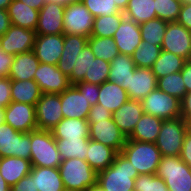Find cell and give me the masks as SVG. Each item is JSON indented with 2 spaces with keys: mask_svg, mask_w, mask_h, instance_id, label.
Here are the masks:
<instances>
[{
  "mask_svg": "<svg viewBox=\"0 0 191 191\" xmlns=\"http://www.w3.org/2000/svg\"><path fill=\"white\" fill-rule=\"evenodd\" d=\"M5 123L13 129L29 133L37 130L36 108L35 105L20 102H10L4 108Z\"/></svg>",
  "mask_w": 191,
  "mask_h": 191,
  "instance_id": "cell-11",
  "label": "cell"
},
{
  "mask_svg": "<svg viewBox=\"0 0 191 191\" xmlns=\"http://www.w3.org/2000/svg\"><path fill=\"white\" fill-rule=\"evenodd\" d=\"M187 125V133L191 135V118L185 120Z\"/></svg>",
  "mask_w": 191,
  "mask_h": 191,
  "instance_id": "cell-62",
  "label": "cell"
},
{
  "mask_svg": "<svg viewBox=\"0 0 191 191\" xmlns=\"http://www.w3.org/2000/svg\"><path fill=\"white\" fill-rule=\"evenodd\" d=\"M0 191H10V186L6 183L0 173Z\"/></svg>",
  "mask_w": 191,
  "mask_h": 191,
  "instance_id": "cell-59",
  "label": "cell"
},
{
  "mask_svg": "<svg viewBox=\"0 0 191 191\" xmlns=\"http://www.w3.org/2000/svg\"><path fill=\"white\" fill-rule=\"evenodd\" d=\"M60 100L64 118L87 119L92 105L85 93H81L74 85L60 94Z\"/></svg>",
  "mask_w": 191,
  "mask_h": 191,
  "instance_id": "cell-19",
  "label": "cell"
},
{
  "mask_svg": "<svg viewBox=\"0 0 191 191\" xmlns=\"http://www.w3.org/2000/svg\"><path fill=\"white\" fill-rule=\"evenodd\" d=\"M34 81L42 93L61 94L71 86L68 76L63 74L57 65L39 63L34 73Z\"/></svg>",
  "mask_w": 191,
  "mask_h": 191,
  "instance_id": "cell-15",
  "label": "cell"
},
{
  "mask_svg": "<svg viewBox=\"0 0 191 191\" xmlns=\"http://www.w3.org/2000/svg\"><path fill=\"white\" fill-rule=\"evenodd\" d=\"M155 8V0H129L124 15L141 24L157 18Z\"/></svg>",
  "mask_w": 191,
  "mask_h": 191,
  "instance_id": "cell-34",
  "label": "cell"
},
{
  "mask_svg": "<svg viewBox=\"0 0 191 191\" xmlns=\"http://www.w3.org/2000/svg\"><path fill=\"white\" fill-rule=\"evenodd\" d=\"M86 191H106V190H104L100 185L95 183L93 186L88 188Z\"/></svg>",
  "mask_w": 191,
  "mask_h": 191,
  "instance_id": "cell-61",
  "label": "cell"
},
{
  "mask_svg": "<svg viewBox=\"0 0 191 191\" xmlns=\"http://www.w3.org/2000/svg\"><path fill=\"white\" fill-rule=\"evenodd\" d=\"M88 44V38L81 35L64 34L63 53L57 64L58 69L69 76L81 50Z\"/></svg>",
  "mask_w": 191,
  "mask_h": 191,
  "instance_id": "cell-22",
  "label": "cell"
},
{
  "mask_svg": "<svg viewBox=\"0 0 191 191\" xmlns=\"http://www.w3.org/2000/svg\"><path fill=\"white\" fill-rule=\"evenodd\" d=\"M13 0H0V9L7 10L8 6L11 4Z\"/></svg>",
  "mask_w": 191,
  "mask_h": 191,
  "instance_id": "cell-60",
  "label": "cell"
},
{
  "mask_svg": "<svg viewBox=\"0 0 191 191\" xmlns=\"http://www.w3.org/2000/svg\"><path fill=\"white\" fill-rule=\"evenodd\" d=\"M182 3H191V0H181Z\"/></svg>",
  "mask_w": 191,
  "mask_h": 191,
  "instance_id": "cell-64",
  "label": "cell"
},
{
  "mask_svg": "<svg viewBox=\"0 0 191 191\" xmlns=\"http://www.w3.org/2000/svg\"><path fill=\"white\" fill-rule=\"evenodd\" d=\"M11 156L30 160L31 132H20L3 123L0 125V157Z\"/></svg>",
  "mask_w": 191,
  "mask_h": 191,
  "instance_id": "cell-7",
  "label": "cell"
},
{
  "mask_svg": "<svg viewBox=\"0 0 191 191\" xmlns=\"http://www.w3.org/2000/svg\"><path fill=\"white\" fill-rule=\"evenodd\" d=\"M113 39L119 53L131 56L142 42L139 24L124 17L114 33Z\"/></svg>",
  "mask_w": 191,
  "mask_h": 191,
  "instance_id": "cell-20",
  "label": "cell"
},
{
  "mask_svg": "<svg viewBox=\"0 0 191 191\" xmlns=\"http://www.w3.org/2000/svg\"><path fill=\"white\" fill-rule=\"evenodd\" d=\"M5 123L4 119V109H0V125Z\"/></svg>",
  "mask_w": 191,
  "mask_h": 191,
  "instance_id": "cell-63",
  "label": "cell"
},
{
  "mask_svg": "<svg viewBox=\"0 0 191 191\" xmlns=\"http://www.w3.org/2000/svg\"><path fill=\"white\" fill-rule=\"evenodd\" d=\"M112 117V113L100 104L91 106L87 121L88 123H96V120H107Z\"/></svg>",
  "mask_w": 191,
  "mask_h": 191,
  "instance_id": "cell-48",
  "label": "cell"
},
{
  "mask_svg": "<svg viewBox=\"0 0 191 191\" xmlns=\"http://www.w3.org/2000/svg\"><path fill=\"white\" fill-rule=\"evenodd\" d=\"M128 100L127 91L122 86L109 80L99 85L97 104L104 106L112 114Z\"/></svg>",
  "mask_w": 191,
  "mask_h": 191,
  "instance_id": "cell-27",
  "label": "cell"
},
{
  "mask_svg": "<svg viewBox=\"0 0 191 191\" xmlns=\"http://www.w3.org/2000/svg\"><path fill=\"white\" fill-rule=\"evenodd\" d=\"M49 2H56V3H60L64 6H66L67 4H71V3H80L82 2V0H47Z\"/></svg>",
  "mask_w": 191,
  "mask_h": 191,
  "instance_id": "cell-58",
  "label": "cell"
},
{
  "mask_svg": "<svg viewBox=\"0 0 191 191\" xmlns=\"http://www.w3.org/2000/svg\"><path fill=\"white\" fill-rule=\"evenodd\" d=\"M11 98L13 102L36 106L42 92L34 80H11Z\"/></svg>",
  "mask_w": 191,
  "mask_h": 191,
  "instance_id": "cell-32",
  "label": "cell"
},
{
  "mask_svg": "<svg viewBox=\"0 0 191 191\" xmlns=\"http://www.w3.org/2000/svg\"><path fill=\"white\" fill-rule=\"evenodd\" d=\"M110 63L95 57L91 62L89 71L86 72L83 82L101 85L108 81Z\"/></svg>",
  "mask_w": 191,
  "mask_h": 191,
  "instance_id": "cell-42",
  "label": "cell"
},
{
  "mask_svg": "<svg viewBox=\"0 0 191 191\" xmlns=\"http://www.w3.org/2000/svg\"><path fill=\"white\" fill-rule=\"evenodd\" d=\"M124 17V12L95 17L91 36L113 38Z\"/></svg>",
  "mask_w": 191,
  "mask_h": 191,
  "instance_id": "cell-36",
  "label": "cell"
},
{
  "mask_svg": "<svg viewBox=\"0 0 191 191\" xmlns=\"http://www.w3.org/2000/svg\"><path fill=\"white\" fill-rule=\"evenodd\" d=\"M141 103L144 113L163 120L181 117V101L159 89L153 90Z\"/></svg>",
  "mask_w": 191,
  "mask_h": 191,
  "instance_id": "cell-8",
  "label": "cell"
},
{
  "mask_svg": "<svg viewBox=\"0 0 191 191\" xmlns=\"http://www.w3.org/2000/svg\"><path fill=\"white\" fill-rule=\"evenodd\" d=\"M36 31L11 25L4 35L0 36L1 49L10 55L16 56L33 50Z\"/></svg>",
  "mask_w": 191,
  "mask_h": 191,
  "instance_id": "cell-14",
  "label": "cell"
},
{
  "mask_svg": "<svg viewBox=\"0 0 191 191\" xmlns=\"http://www.w3.org/2000/svg\"><path fill=\"white\" fill-rule=\"evenodd\" d=\"M162 123V118L144 113L127 139L155 143Z\"/></svg>",
  "mask_w": 191,
  "mask_h": 191,
  "instance_id": "cell-28",
  "label": "cell"
},
{
  "mask_svg": "<svg viewBox=\"0 0 191 191\" xmlns=\"http://www.w3.org/2000/svg\"><path fill=\"white\" fill-rule=\"evenodd\" d=\"M155 89H157V78L151 68L136 67L127 80L129 100L142 101Z\"/></svg>",
  "mask_w": 191,
  "mask_h": 191,
  "instance_id": "cell-18",
  "label": "cell"
},
{
  "mask_svg": "<svg viewBox=\"0 0 191 191\" xmlns=\"http://www.w3.org/2000/svg\"><path fill=\"white\" fill-rule=\"evenodd\" d=\"M165 181L156 174H139L135 179L134 191H167Z\"/></svg>",
  "mask_w": 191,
  "mask_h": 191,
  "instance_id": "cell-44",
  "label": "cell"
},
{
  "mask_svg": "<svg viewBox=\"0 0 191 191\" xmlns=\"http://www.w3.org/2000/svg\"><path fill=\"white\" fill-rule=\"evenodd\" d=\"M11 25V20L7 10L0 9V36L4 35Z\"/></svg>",
  "mask_w": 191,
  "mask_h": 191,
  "instance_id": "cell-55",
  "label": "cell"
},
{
  "mask_svg": "<svg viewBox=\"0 0 191 191\" xmlns=\"http://www.w3.org/2000/svg\"><path fill=\"white\" fill-rule=\"evenodd\" d=\"M161 50L191 60V31L176 22L167 24Z\"/></svg>",
  "mask_w": 191,
  "mask_h": 191,
  "instance_id": "cell-10",
  "label": "cell"
},
{
  "mask_svg": "<svg viewBox=\"0 0 191 191\" xmlns=\"http://www.w3.org/2000/svg\"><path fill=\"white\" fill-rule=\"evenodd\" d=\"M179 157L191 167V135L189 133L185 135Z\"/></svg>",
  "mask_w": 191,
  "mask_h": 191,
  "instance_id": "cell-52",
  "label": "cell"
},
{
  "mask_svg": "<svg viewBox=\"0 0 191 191\" xmlns=\"http://www.w3.org/2000/svg\"><path fill=\"white\" fill-rule=\"evenodd\" d=\"M32 164L30 160L20 157H0V173L6 183L12 187L22 177L29 175Z\"/></svg>",
  "mask_w": 191,
  "mask_h": 191,
  "instance_id": "cell-23",
  "label": "cell"
},
{
  "mask_svg": "<svg viewBox=\"0 0 191 191\" xmlns=\"http://www.w3.org/2000/svg\"><path fill=\"white\" fill-rule=\"evenodd\" d=\"M89 138L56 139L57 150L62 160L78 158L86 161Z\"/></svg>",
  "mask_w": 191,
  "mask_h": 191,
  "instance_id": "cell-35",
  "label": "cell"
},
{
  "mask_svg": "<svg viewBox=\"0 0 191 191\" xmlns=\"http://www.w3.org/2000/svg\"><path fill=\"white\" fill-rule=\"evenodd\" d=\"M14 56L5 53L0 47V77H8Z\"/></svg>",
  "mask_w": 191,
  "mask_h": 191,
  "instance_id": "cell-51",
  "label": "cell"
},
{
  "mask_svg": "<svg viewBox=\"0 0 191 191\" xmlns=\"http://www.w3.org/2000/svg\"><path fill=\"white\" fill-rule=\"evenodd\" d=\"M95 60V55L93 54L90 46L87 44L83 50L79 53L76 59L73 70L68 76L71 85L83 82L85 74L89 71L91 62Z\"/></svg>",
  "mask_w": 191,
  "mask_h": 191,
  "instance_id": "cell-41",
  "label": "cell"
},
{
  "mask_svg": "<svg viewBox=\"0 0 191 191\" xmlns=\"http://www.w3.org/2000/svg\"><path fill=\"white\" fill-rule=\"evenodd\" d=\"M35 108L38 130L51 131L64 118L60 94L42 93Z\"/></svg>",
  "mask_w": 191,
  "mask_h": 191,
  "instance_id": "cell-12",
  "label": "cell"
},
{
  "mask_svg": "<svg viewBox=\"0 0 191 191\" xmlns=\"http://www.w3.org/2000/svg\"><path fill=\"white\" fill-rule=\"evenodd\" d=\"M94 19L95 17L82 2L67 4L63 15L64 34L89 38L92 34Z\"/></svg>",
  "mask_w": 191,
  "mask_h": 191,
  "instance_id": "cell-9",
  "label": "cell"
},
{
  "mask_svg": "<svg viewBox=\"0 0 191 191\" xmlns=\"http://www.w3.org/2000/svg\"><path fill=\"white\" fill-rule=\"evenodd\" d=\"M89 139L102 143L120 153L127 141V137L115 124L113 118L96 120L89 123Z\"/></svg>",
  "mask_w": 191,
  "mask_h": 191,
  "instance_id": "cell-13",
  "label": "cell"
},
{
  "mask_svg": "<svg viewBox=\"0 0 191 191\" xmlns=\"http://www.w3.org/2000/svg\"><path fill=\"white\" fill-rule=\"evenodd\" d=\"M187 134L186 121L181 118L163 120L155 145L161 156H179L182 150L185 135Z\"/></svg>",
  "mask_w": 191,
  "mask_h": 191,
  "instance_id": "cell-6",
  "label": "cell"
},
{
  "mask_svg": "<svg viewBox=\"0 0 191 191\" xmlns=\"http://www.w3.org/2000/svg\"><path fill=\"white\" fill-rule=\"evenodd\" d=\"M157 89L178 98L180 101L187 93L181 71L157 79Z\"/></svg>",
  "mask_w": 191,
  "mask_h": 191,
  "instance_id": "cell-40",
  "label": "cell"
},
{
  "mask_svg": "<svg viewBox=\"0 0 191 191\" xmlns=\"http://www.w3.org/2000/svg\"><path fill=\"white\" fill-rule=\"evenodd\" d=\"M177 22L191 31V3H182Z\"/></svg>",
  "mask_w": 191,
  "mask_h": 191,
  "instance_id": "cell-50",
  "label": "cell"
},
{
  "mask_svg": "<svg viewBox=\"0 0 191 191\" xmlns=\"http://www.w3.org/2000/svg\"><path fill=\"white\" fill-rule=\"evenodd\" d=\"M138 175L131 162L122 153H117L113 163L97 173L96 183L106 191H132Z\"/></svg>",
  "mask_w": 191,
  "mask_h": 191,
  "instance_id": "cell-1",
  "label": "cell"
},
{
  "mask_svg": "<svg viewBox=\"0 0 191 191\" xmlns=\"http://www.w3.org/2000/svg\"><path fill=\"white\" fill-rule=\"evenodd\" d=\"M11 79L0 77V109H4L12 102L11 98Z\"/></svg>",
  "mask_w": 191,
  "mask_h": 191,
  "instance_id": "cell-47",
  "label": "cell"
},
{
  "mask_svg": "<svg viewBox=\"0 0 191 191\" xmlns=\"http://www.w3.org/2000/svg\"><path fill=\"white\" fill-rule=\"evenodd\" d=\"M31 8L37 9L38 11L46 4L47 0H20Z\"/></svg>",
  "mask_w": 191,
  "mask_h": 191,
  "instance_id": "cell-56",
  "label": "cell"
},
{
  "mask_svg": "<svg viewBox=\"0 0 191 191\" xmlns=\"http://www.w3.org/2000/svg\"><path fill=\"white\" fill-rule=\"evenodd\" d=\"M65 6L47 1L46 4L39 10L38 24L36 34H64L63 15Z\"/></svg>",
  "mask_w": 191,
  "mask_h": 191,
  "instance_id": "cell-16",
  "label": "cell"
},
{
  "mask_svg": "<svg viewBox=\"0 0 191 191\" xmlns=\"http://www.w3.org/2000/svg\"><path fill=\"white\" fill-rule=\"evenodd\" d=\"M81 93H85L87 101L91 105H95L98 102L99 85L91 84L87 82H79L74 85Z\"/></svg>",
  "mask_w": 191,
  "mask_h": 191,
  "instance_id": "cell-46",
  "label": "cell"
},
{
  "mask_svg": "<svg viewBox=\"0 0 191 191\" xmlns=\"http://www.w3.org/2000/svg\"><path fill=\"white\" fill-rule=\"evenodd\" d=\"M161 46L142 41L131 55L137 68H151L158 59Z\"/></svg>",
  "mask_w": 191,
  "mask_h": 191,
  "instance_id": "cell-38",
  "label": "cell"
},
{
  "mask_svg": "<svg viewBox=\"0 0 191 191\" xmlns=\"http://www.w3.org/2000/svg\"><path fill=\"white\" fill-rule=\"evenodd\" d=\"M64 34L36 35L33 51L40 63L57 65L63 53Z\"/></svg>",
  "mask_w": 191,
  "mask_h": 191,
  "instance_id": "cell-17",
  "label": "cell"
},
{
  "mask_svg": "<svg viewBox=\"0 0 191 191\" xmlns=\"http://www.w3.org/2000/svg\"><path fill=\"white\" fill-rule=\"evenodd\" d=\"M168 22L159 18L139 24L142 41L161 46Z\"/></svg>",
  "mask_w": 191,
  "mask_h": 191,
  "instance_id": "cell-39",
  "label": "cell"
},
{
  "mask_svg": "<svg viewBox=\"0 0 191 191\" xmlns=\"http://www.w3.org/2000/svg\"><path fill=\"white\" fill-rule=\"evenodd\" d=\"M88 45L95 57L103 59L109 63L119 54L116 43L111 37L90 36L88 38Z\"/></svg>",
  "mask_w": 191,
  "mask_h": 191,
  "instance_id": "cell-37",
  "label": "cell"
},
{
  "mask_svg": "<svg viewBox=\"0 0 191 191\" xmlns=\"http://www.w3.org/2000/svg\"><path fill=\"white\" fill-rule=\"evenodd\" d=\"M55 139L89 138L87 119L63 118L52 130Z\"/></svg>",
  "mask_w": 191,
  "mask_h": 191,
  "instance_id": "cell-29",
  "label": "cell"
},
{
  "mask_svg": "<svg viewBox=\"0 0 191 191\" xmlns=\"http://www.w3.org/2000/svg\"><path fill=\"white\" fill-rule=\"evenodd\" d=\"M116 154L113 148L89 139L86 161L96 173L109 167Z\"/></svg>",
  "mask_w": 191,
  "mask_h": 191,
  "instance_id": "cell-30",
  "label": "cell"
},
{
  "mask_svg": "<svg viewBox=\"0 0 191 191\" xmlns=\"http://www.w3.org/2000/svg\"><path fill=\"white\" fill-rule=\"evenodd\" d=\"M135 64L130 55L119 53L111 62L108 80L127 91V80L134 73Z\"/></svg>",
  "mask_w": 191,
  "mask_h": 191,
  "instance_id": "cell-31",
  "label": "cell"
},
{
  "mask_svg": "<svg viewBox=\"0 0 191 191\" xmlns=\"http://www.w3.org/2000/svg\"><path fill=\"white\" fill-rule=\"evenodd\" d=\"M29 175L34 179L38 191H64L59 168L32 166Z\"/></svg>",
  "mask_w": 191,
  "mask_h": 191,
  "instance_id": "cell-26",
  "label": "cell"
},
{
  "mask_svg": "<svg viewBox=\"0 0 191 191\" xmlns=\"http://www.w3.org/2000/svg\"><path fill=\"white\" fill-rule=\"evenodd\" d=\"M11 24L28 30H36L39 11L20 0H13L7 8Z\"/></svg>",
  "mask_w": 191,
  "mask_h": 191,
  "instance_id": "cell-24",
  "label": "cell"
},
{
  "mask_svg": "<svg viewBox=\"0 0 191 191\" xmlns=\"http://www.w3.org/2000/svg\"><path fill=\"white\" fill-rule=\"evenodd\" d=\"M39 60L33 50L14 56L8 77L11 80H34Z\"/></svg>",
  "mask_w": 191,
  "mask_h": 191,
  "instance_id": "cell-25",
  "label": "cell"
},
{
  "mask_svg": "<svg viewBox=\"0 0 191 191\" xmlns=\"http://www.w3.org/2000/svg\"><path fill=\"white\" fill-rule=\"evenodd\" d=\"M183 82L187 93L191 92V60H187L181 70Z\"/></svg>",
  "mask_w": 191,
  "mask_h": 191,
  "instance_id": "cell-53",
  "label": "cell"
},
{
  "mask_svg": "<svg viewBox=\"0 0 191 191\" xmlns=\"http://www.w3.org/2000/svg\"><path fill=\"white\" fill-rule=\"evenodd\" d=\"M10 191H38L35 184L34 179L27 175L22 177L15 185L10 187Z\"/></svg>",
  "mask_w": 191,
  "mask_h": 191,
  "instance_id": "cell-49",
  "label": "cell"
},
{
  "mask_svg": "<svg viewBox=\"0 0 191 191\" xmlns=\"http://www.w3.org/2000/svg\"><path fill=\"white\" fill-rule=\"evenodd\" d=\"M156 175L169 191H191V167L179 156H162Z\"/></svg>",
  "mask_w": 191,
  "mask_h": 191,
  "instance_id": "cell-4",
  "label": "cell"
},
{
  "mask_svg": "<svg viewBox=\"0 0 191 191\" xmlns=\"http://www.w3.org/2000/svg\"><path fill=\"white\" fill-rule=\"evenodd\" d=\"M30 161L35 167L59 168L62 159L51 131L38 129L31 131Z\"/></svg>",
  "mask_w": 191,
  "mask_h": 191,
  "instance_id": "cell-3",
  "label": "cell"
},
{
  "mask_svg": "<svg viewBox=\"0 0 191 191\" xmlns=\"http://www.w3.org/2000/svg\"><path fill=\"white\" fill-rule=\"evenodd\" d=\"M59 171L65 189L86 191L97 181V173L89 163L78 158L62 160Z\"/></svg>",
  "mask_w": 191,
  "mask_h": 191,
  "instance_id": "cell-5",
  "label": "cell"
},
{
  "mask_svg": "<svg viewBox=\"0 0 191 191\" xmlns=\"http://www.w3.org/2000/svg\"><path fill=\"white\" fill-rule=\"evenodd\" d=\"M129 0H114L116 3L117 8L121 11L124 12L126 10V7L128 5Z\"/></svg>",
  "mask_w": 191,
  "mask_h": 191,
  "instance_id": "cell-57",
  "label": "cell"
},
{
  "mask_svg": "<svg viewBox=\"0 0 191 191\" xmlns=\"http://www.w3.org/2000/svg\"><path fill=\"white\" fill-rule=\"evenodd\" d=\"M181 118L184 120L191 118V92L186 93L181 100Z\"/></svg>",
  "mask_w": 191,
  "mask_h": 191,
  "instance_id": "cell-54",
  "label": "cell"
},
{
  "mask_svg": "<svg viewBox=\"0 0 191 191\" xmlns=\"http://www.w3.org/2000/svg\"><path fill=\"white\" fill-rule=\"evenodd\" d=\"M64 191H83V190H69V189H65Z\"/></svg>",
  "mask_w": 191,
  "mask_h": 191,
  "instance_id": "cell-65",
  "label": "cell"
},
{
  "mask_svg": "<svg viewBox=\"0 0 191 191\" xmlns=\"http://www.w3.org/2000/svg\"><path fill=\"white\" fill-rule=\"evenodd\" d=\"M143 114L141 101L128 100L112 114V118L124 135L128 137Z\"/></svg>",
  "mask_w": 191,
  "mask_h": 191,
  "instance_id": "cell-21",
  "label": "cell"
},
{
  "mask_svg": "<svg viewBox=\"0 0 191 191\" xmlns=\"http://www.w3.org/2000/svg\"><path fill=\"white\" fill-rule=\"evenodd\" d=\"M187 60L168 51L161 50L158 59L151 67L157 79L179 72Z\"/></svg>",
  "mask_w": 191,
  "mask_h": 191,
  "instance_id": "cell-33",
  "label": "cell"
},
{
  "mask_svg": "<svg viewBox=\"0 0 191 191\" xmlns=\"http://www.w3.org/2000/svg\"><path fill=\"white\" fill-rule=\"evenodd\" d=\"M157 18L166 22H176L179 17L181 0H155Z\"/></svg>",
  "mask_w": 191,
  "mask_h": 191,
  "instance_id": "cell-43",
  "label": "cell"
},
{
  "mask_svg": "<svg viewBox=\"0 0 191 191\" xmlns=\"http://www.w3.org/2000/svg\"><path fill=\"white\" fill-rule=\"evenodd\" d=\"M120 153L131 162L139 174H156L162 157L155 143L129 139Z\"/></svg>",
  "mask_w": 191,
  "mask_h": 191,
  "instance_id": "cell-2",
  "label": "cell"
},
{
  "mask_svg": "<svg viewBox=\"0 0 191 191\" xmlns=\"http://www.w3.org/2000/svg\"><path fill=\"white\" fill-rule=\"evenodd\" d=\"M82 3L94 17L113 15L121 12L114 0H82Z\"/></svg>",
  "mask_w": 191,
  "mask_h": 191,
  "instance_id": "cell-45",
  "label": "cell"
}]
</instances>
